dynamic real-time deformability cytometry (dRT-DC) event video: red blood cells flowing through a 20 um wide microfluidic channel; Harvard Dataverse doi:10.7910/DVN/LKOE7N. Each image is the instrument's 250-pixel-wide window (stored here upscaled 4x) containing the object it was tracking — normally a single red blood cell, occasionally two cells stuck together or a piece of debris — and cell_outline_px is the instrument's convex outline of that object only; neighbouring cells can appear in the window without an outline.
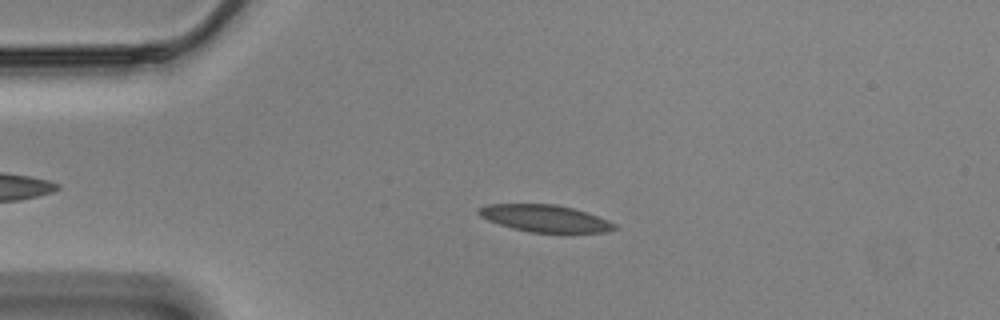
{"species": "Egyptian fruit bat (a non-hibernating species)", "species_latin": "Rousettus aegyptiacus", "temperature_condition": "cold", "stored_images_in_passage": 50, "camera_frame_rate_fps": 3000, "um_per_image_px": 0.085, "animal": {"sex": "male"}, "frame": {"image": 1, "passage_image": 5, "time_ms": 1.333, "image_size_px": [1000, 320], "cell_outline_px": [[616, 228], [608, 232], [528, 232], [512, 228], [488, 220], [480, 216], [476, 212], [480, 208], [488, 204], [556, 204], [572, 208], [608, 220], [616, 224]], "centroid_in_image_um": [46.3, 18.56], "position_along_channel_um": 38.7, "area_um2": 21.1}}
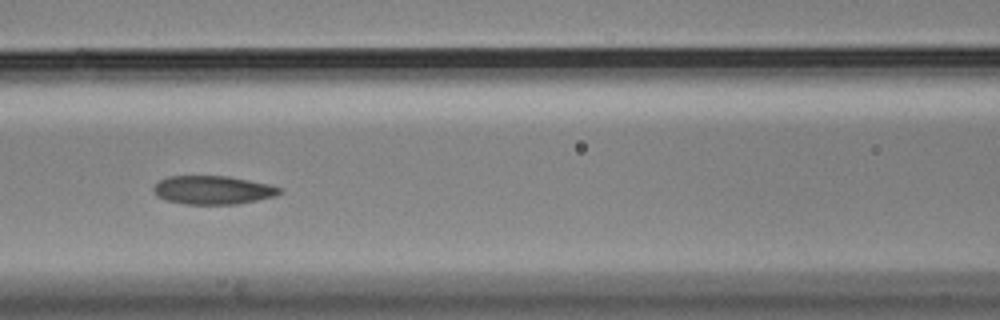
{"frame": {"image": 2, "passage_image": 17, "time_ms": 5.333, "image_size_px": [1000, 320], "cell_outline_px": [[284, 192], [276, 196], [236, 204], [184, 204], [168, 200], [156, 196], [152, 192], [152, 188], [160, 180], [168, 176], [228, 176], [268, 184], [284, 188]], "centroid_in_image_um": [18.11, 16.15], "position_along_channel_um": 148.5, "area_um2": 21.04}}
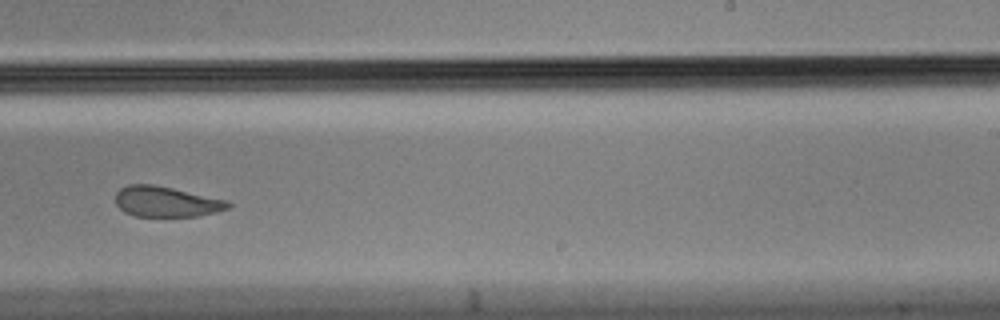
{"frame": {"image": 3, "passage_image": 28, "time_ms": 9.0, "image_size_px": [1000, 320], "cell_outline_px": [[232, 204], [228, 208], [216, 212], [196, 216], [136, 216], [124, 212], [116, 204], [116, 192], [120, 188], [128, 184], [152, 184], [172, 188], [228, 200]], "centroid_in_image_um": [14.12, 17.14], "position_along_channel_um": 274.9, "area_um2": 19.94}, "authors_computed_cell_mechanics": {"area_um2": 22.4264, "velocity_mm_per_s": 3.4559, "shape_relaxation_time_tau1_ms": 7.8148, "shape_relaxation_time_tau2_ms": 2.5411, "deformation_change_tau1": 0.1539, "deformation_change_tau2": 0.0785}}